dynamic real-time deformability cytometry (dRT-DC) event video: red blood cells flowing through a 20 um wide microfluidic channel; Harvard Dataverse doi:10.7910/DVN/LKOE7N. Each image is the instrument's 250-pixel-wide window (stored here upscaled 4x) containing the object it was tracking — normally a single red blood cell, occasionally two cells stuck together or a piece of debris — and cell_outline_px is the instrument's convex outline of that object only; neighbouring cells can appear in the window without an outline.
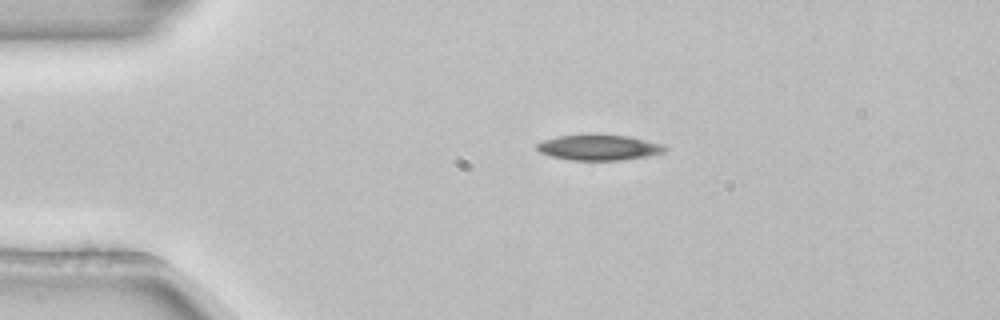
{"species": "common noctule bat (a hibernating species)", "species_latin": "Nyctalus noctula", "temperature_condition": "room temperature", "stored_images_in_passage": 3, "camera_frame_rate_fps": 3000, "um_per_image_px": 0.085, "animal": {"sex": "female", "body_mass_g": 22.7, "forearm_length_mm": 54.2}, "frame": {"image": 1, "passage_image": 2, "time_ms": 0.333, "image_size_px": [1000, 320], "cell_outline_px": [[668, 148], [664, 152], [648, 156], [620, 160], [572, 160], [552, 156], [540, 152], [536, 148], [536, 144], [544, 140], [556, 136], [588, 132], [596, 132], [628, 136], [664, 144]], "centroid_in_image_um": [50.9, 12.49], "position_along_channel_um": 34.1, "area_um2": 19.71}}